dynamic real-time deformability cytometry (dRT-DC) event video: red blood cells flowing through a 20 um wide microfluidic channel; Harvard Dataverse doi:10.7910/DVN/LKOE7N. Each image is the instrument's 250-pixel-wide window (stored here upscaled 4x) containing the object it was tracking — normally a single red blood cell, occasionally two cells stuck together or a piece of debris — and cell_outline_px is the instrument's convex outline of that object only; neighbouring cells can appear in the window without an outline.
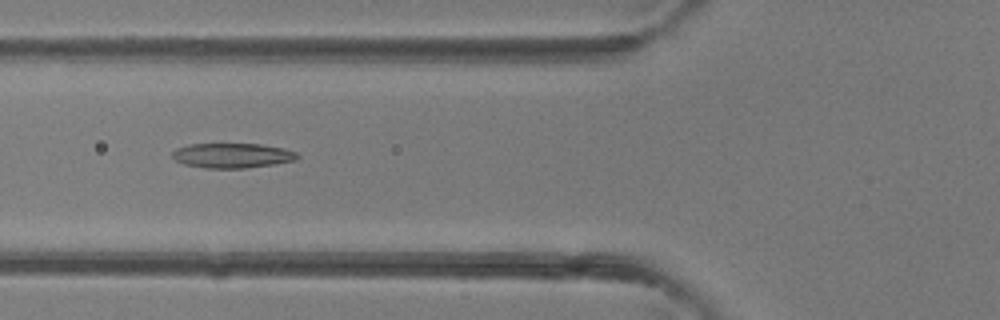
{"species": "common noctule bat (a hibernating species)", "species_latin": "Nyctalus noctula", "temperature_condition": "room temperature", "stored_images_in_passage": 9, "camera_frame_rate_fps": 3000, "um_per_image_px": 0.085, "animal": {"sex": "female"}, "frame": {"image": 1, "passage_image": 5, "time_ms": 1.333, "image_size_px": [1000, 320], "cell_outline_px": [[300, 156], [296, 160], [248, 168], [204, 168], [184, 164], [176, 160], [172, 156], [172, 152], [176, 148], [188, 144], [260, 144], [284, 148], [296, 152]], "centroid_in_image_um": [19.74, 13.22], "position_along_channel_um": 106.1, "area_um2": 18.09}}
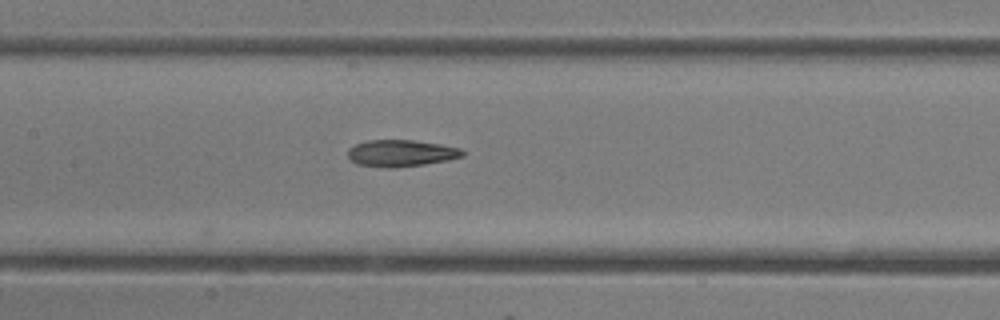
{"frame": {"image": 2, "passage_image": 9, "time_ms": 2.667, "image_size_px": [1000, 320], "cell_outline_px": [[464, 156], [448, 160], [424, 164], [396, 168], [388, 168], [356, 164], [348, 156], [348, 148], [356, 144], [368, 140], [412, 140], [440, 144], [460, 148], [464, 152]], "centroid_in_image_um": [34.08, 13.02], "position_along_channel_um": 173.3, "area_um2": 17.86}}